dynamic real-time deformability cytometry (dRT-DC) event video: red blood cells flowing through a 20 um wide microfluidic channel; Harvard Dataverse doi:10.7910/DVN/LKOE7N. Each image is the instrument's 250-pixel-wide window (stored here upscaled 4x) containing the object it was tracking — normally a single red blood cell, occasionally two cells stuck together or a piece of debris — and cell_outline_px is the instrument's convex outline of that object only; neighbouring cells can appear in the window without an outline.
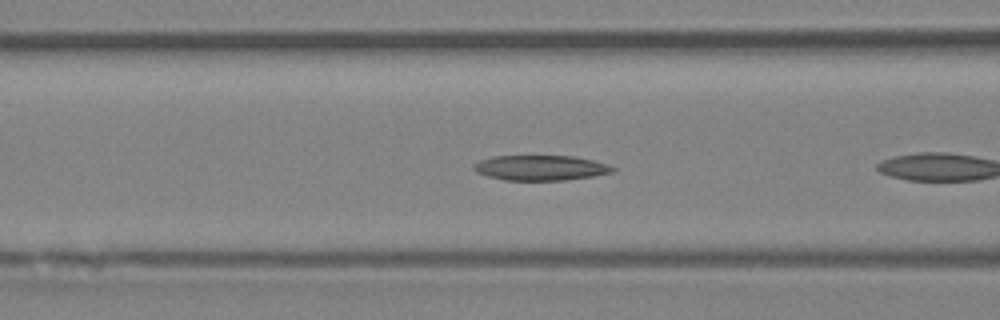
{"species": "Egyptian fruit bat (a non-hibernating species)", "species_latin": "Rousettus aegyptiacus", "temperature_condition": "room temperature", "stored_images_in_passage": 26, "camera_frame_rate_fps": 3000, "um_per_image_px": 0.085, "animal": {"sex": "female"}, "frame": {"image": 1, "passage_image": 5, "time_ms": 1.333, "image_size_px": [1000, 320], "cell_outline_px": [[616, 172], [592, 176], [564, 180], [504, 180], [488, 176], [476, 172], [472, 168], [472, 164], [480, 160], [492, 156], [572, 156], [592, 160], [608, 164], [616, 168]], "centroid_in_image_um": [45.94, 14.26], "position_along_channel_um": 120.7, "area_um2": 20.4}}
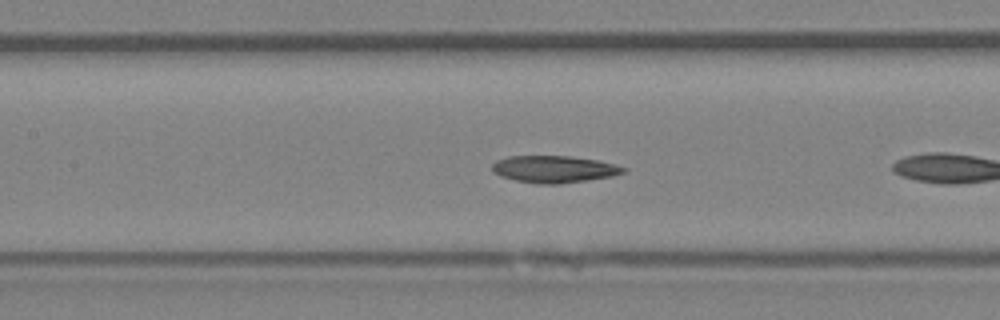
{"frame": {"image": 2, "passage_image": 8, "time_ms": 2.333, "image_size_px": [1000, 320], "cell_outline_px": [[628, 172], [612, 176], [588, 180], [560, 184], [536, 184], [516, 180], [500, 176], [492, 172], [492, 164], [496, 160], [508, 156], [568, 156], [596, 160], [616, 164], [628, 168]], "centroid_in_image_um": [47.11, 14.38], "position_along_channel_um": 160.3, "area_um2": 20.87}, "authors_computed_cell_mechanics": {"area_um2": 20.2011, "velocity_mm_per_s": 3.9805, "shape_relaxation_time_tau1_ms": 9.723, "shape_relaxation_time_tau2_ms": 2.4653, "deformation_change_tau1": 0.2133, "deformation_change_tau2": 0.0825}}